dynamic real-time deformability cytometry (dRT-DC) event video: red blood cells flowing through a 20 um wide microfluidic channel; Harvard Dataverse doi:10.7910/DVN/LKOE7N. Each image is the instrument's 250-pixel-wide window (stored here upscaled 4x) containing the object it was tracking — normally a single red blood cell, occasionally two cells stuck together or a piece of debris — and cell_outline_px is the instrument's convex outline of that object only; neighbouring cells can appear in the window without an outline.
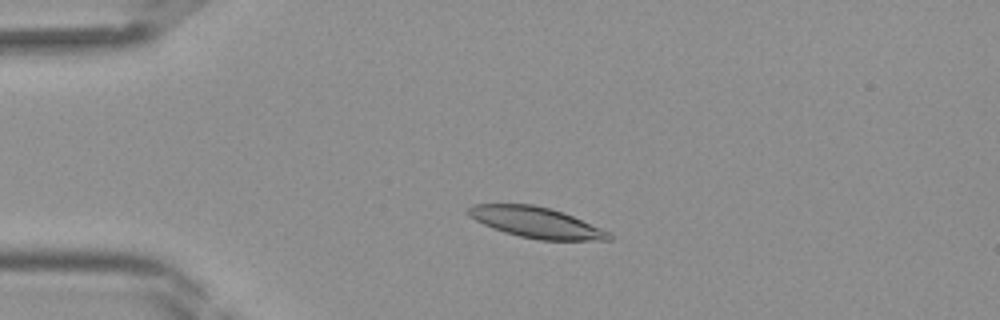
{"species": "Egyptian fruit bat (a non-hibernating species)", "species_latin": "Rousettus aegyptiacus", "temperature_condition": "room temperature", "stored_images_in_passage": 40, "camera_frame_rate_fps": 3000, "um_per_image_px": 0.085, "frame": {"image": 1, "passage_image": 8, "time_ms": 2.333, "image_size_px": [1000, 320], "cell_outline_px": [[612, 240], [540, 240], [520, 236], [504, 232], [492, 228], [468, 216], [464, 212], [472, 204], [532, 204], [564, 212], [612, 232]], "centroid_in_image_um": [45.59, 18.91], "position_along_channel_um": 39.4, "area_um2": 25.37}}
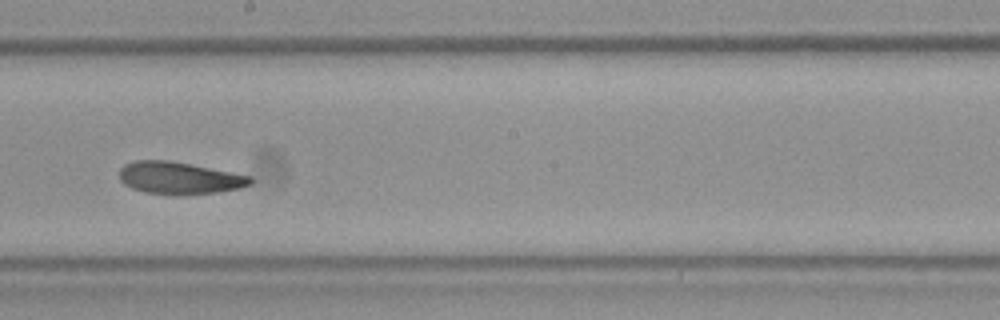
{"frame": {"image": 2, "passage_image": 22, "time_ms": 7.0, "image_size_px": [1000, 320], "cell_outline_px": [[252, 184], [240, 188], [216, 192], [144, 192], [132, 188], [124, 184], [120, 180], [120, 168], [124, 164], [136, 160], [168, 160], [192, 164], [252, 176]], "centroid_in_image_um": [15.24, 15.08], "position_along_channel_um": 233.0, "area_um2": 23.81}}
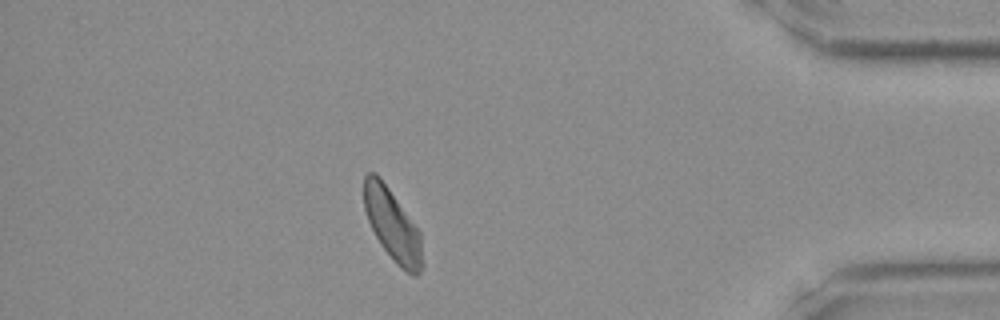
{"frame": {"image": 3, "passage_image": 35, "time_ms": 11.333, "image_size_px": [1000, 320], "cell_outline_px": [[424, 264], [420, 272], [416, 276], [412, 276], [400, 268], [396, 264], [380, 244], [368, 220], [364, 208], [364, 176], [368, 172], [376, 172], [380, 176], [420, 232]], "centroid_in_image_um": [33.37, 19.16], "position_along_channel_um": 401.8, "area_um2": 24.45}}